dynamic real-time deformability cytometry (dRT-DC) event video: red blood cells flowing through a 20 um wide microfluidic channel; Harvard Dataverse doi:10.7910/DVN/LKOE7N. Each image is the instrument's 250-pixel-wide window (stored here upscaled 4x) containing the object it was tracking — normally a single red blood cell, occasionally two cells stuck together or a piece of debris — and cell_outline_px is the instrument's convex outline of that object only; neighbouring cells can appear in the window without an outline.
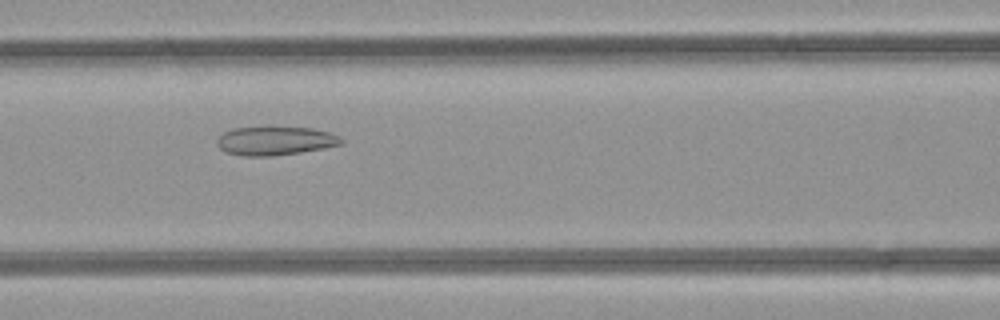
{"species": "common noctule bat (a hibernating species)", "species_latin": "Nyctalus noctula", "temperature_condition": "room temperature", "stored_images_in_passage": 41, "camera_frame_rate_fps": 3000, "um_per_image_px": 0.085, "animal": {"sex": "female", "body_mass_g": 21.9}, "frame": {"image": 1, "passage_image": 19, "time_ms": 6.0, "image_size_px": [1000, 320], "cell_outline_px": [[344, 144], [324, 148], [300, 152], [272, 156], [244, 156], [224, 152], [216, 144], [216, 140], [224, 132], [232, 128], [312, 128], [328, 132], [340, 136], [344, 140]], "centroid_in_image_um": [23.4, 11.99], "position_along_channel_um": 143.2, "area_um2": 20.63}}
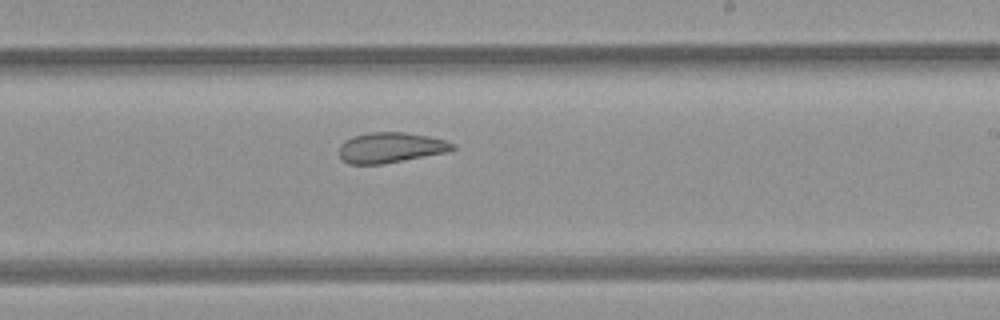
{"frame": {"image": 2, "passage_image": 27, "time_ms": 8.667, "image_size_px": [1000, 320], "cell_outline_px": [[456, 148], [448, 152], [380, 164], [348, 164], [340, 160], [340, 144], [344, 140], [352, 136], [368, 132], [404, 132], [428, 136], [444, 140], [452, 144]], "centroid_in_image_um": [33.15, 12.54], "position_along_channel_um": 255.9, "area_um2": 20.06}}
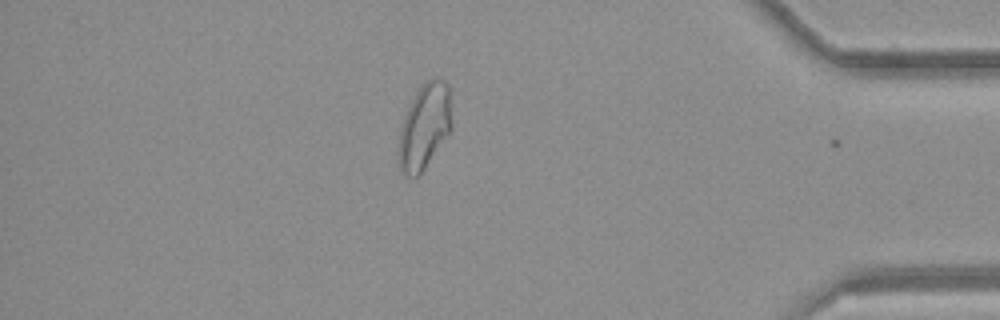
{"frame": {"image": 3, "passage_image": 40, "time_ms": 13.0, "image_size_px": [1000, 320], "cell_outline_px": [[452, 128], [424, 168], [416, 176], [408, 176], [400, 168], [396, 152], [400, 132], [404, 116], [420, 84], [424, 80], [436, 76], [444, 80], [448, 84], [452, 124]], "centroid_in_image_um": [36.07, 10.69], "position_along_channel_um": 399.1, "area_um2": 26.36}, "authors_computed_cell_mechanics": {"area_um2": 23.2934, "velocity_mm_per_s": 4.2321, "shape_relaxation_time_tau1_ms": null, "shape_relaxation_time_tau2_ms": 2.0913, "deformation_change_tau1": null, "deformation_change_tau2": 0.0913}}